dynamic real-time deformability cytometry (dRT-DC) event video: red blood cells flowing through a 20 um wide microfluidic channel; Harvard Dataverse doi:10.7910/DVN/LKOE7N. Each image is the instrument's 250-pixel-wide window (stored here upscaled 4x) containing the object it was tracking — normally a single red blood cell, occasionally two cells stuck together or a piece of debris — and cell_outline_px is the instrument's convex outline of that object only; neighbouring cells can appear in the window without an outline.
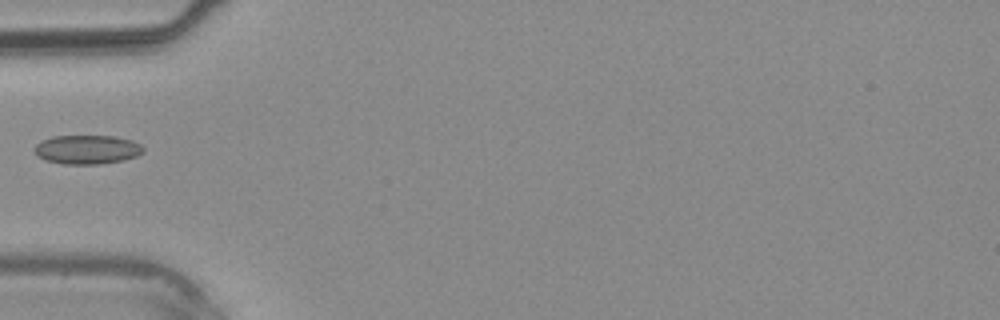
{"species": "common noctule bat (a hibernating species)", "species_latin": "Nyctalus noctula", "temperature_condition": "warm", "stored_images_in_passage": 26, "camera_frame_rate_fps": 3000, "um_per_image_px": 0.085, "animal": {"sex": "male", "body_mass_g": 20.4}, "frame": {"image": 1, "passage_image": 1, "time_ms": 0.0, "image_size_px": [1000, 320], "cell_outline_px": [[144, 152], [136, 156], [124, 160], [100, 164], [64, 164], [44, 160], [36, 156], [32, 148], [36, 144], [52, 136], [116, 136], [132, 140], [140, 144], [144, 148]], "centroid_in_image_um": [7.39, 12.71], "position_along_channel_um": 77.6, "area_um2": 18.61}}
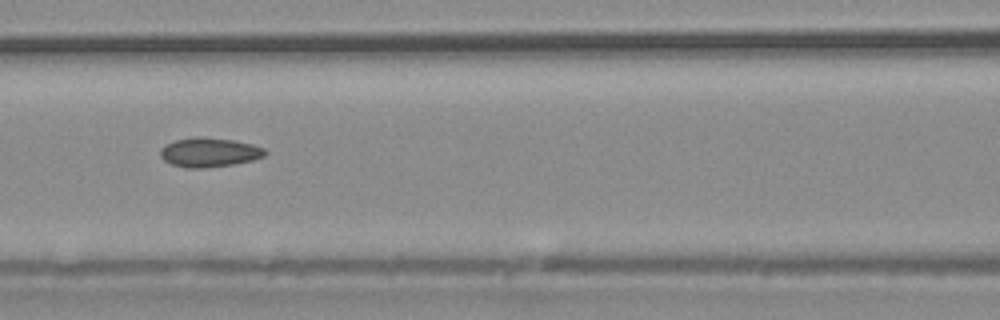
{"frame": {"image": 2, "passage_image": 5, "time_ms": 1.333, "image_size_px": [1000, 320], "cell_outline_px": [[268, 152], [264, 156], [252, 160], [232, 164], [204, 168], [188, 168], [172, 164], [164, 160], [160, 156], [160, 148], [164, 144], [176, 140], [196, 136], [232, 140], [252, 144], [264, 148]], "centroid_in_image_um": [17.76, 12.94], "position_along_channel_um": 148.8, "area_um2": 17.8}}
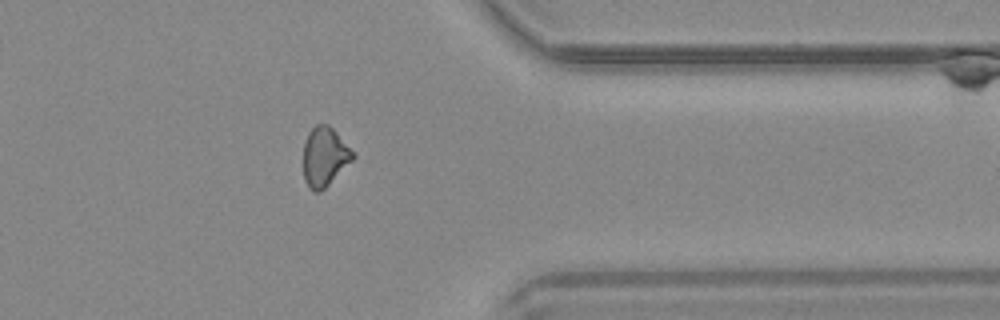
{"frame": {"image": 3, "passage_image": 19, "time_ms": 6.0, "image_size_px": [1000, 320], "cell_outline_px": [[356, 156], [320, 192], [312, 192], [308, 188], [304, 180], [304, 144], [308, 132], [316, 124], [328, 124], [336, 132]], "centroid_in_image_um": [27.56, 13.33], "position_along_channel_um": 383.8, "area_um2": 16.82}}